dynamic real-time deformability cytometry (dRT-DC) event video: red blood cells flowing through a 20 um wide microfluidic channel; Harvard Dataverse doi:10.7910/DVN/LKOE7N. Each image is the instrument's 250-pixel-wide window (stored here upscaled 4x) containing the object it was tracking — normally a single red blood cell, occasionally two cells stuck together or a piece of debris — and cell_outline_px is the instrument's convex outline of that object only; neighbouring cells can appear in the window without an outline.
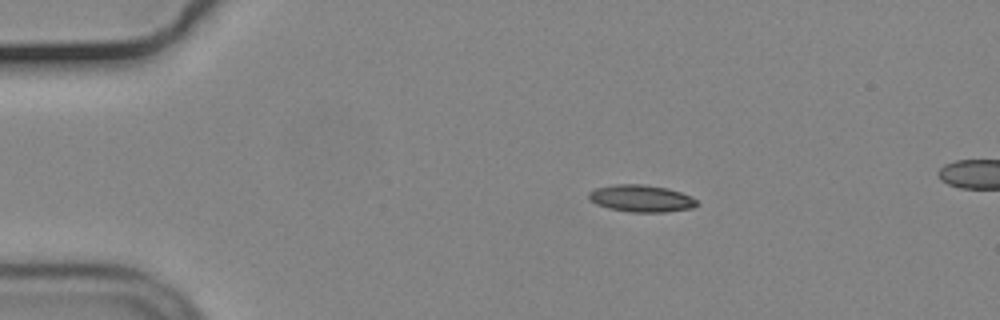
{"species": "common noctule bat (a hibernating species)", "species_latin": "Nyctalus noctula", "temperature_condition": "cold", "stored_images_in_passage": 47, "segment_of_instrument_passage": [1, 2], "camera_frame_rate_fps": 3000, "um_per_image_px": 0.085, "animal": {"sex": "male", "body_mass_g": 19.2, "forearm_length_mm": 51.8}, "frame": {"image": 1, "passage_image": 1, "time_ms": 0.0, "image_size_px": [1000, 320], "cell_outline_px": [[696, 204], [692, 208], [664, 212], [628, 212], [608, 208], [596, 204], [588, 200], [588, 192], [596, 188], [616, 184], [644, 184], [668, 188], [692, 196], [696, 200]], "centroid_in_image_um": [54.46, 16.86], "position_along_channel_um": 30.5, "area_um2": 17.11}}
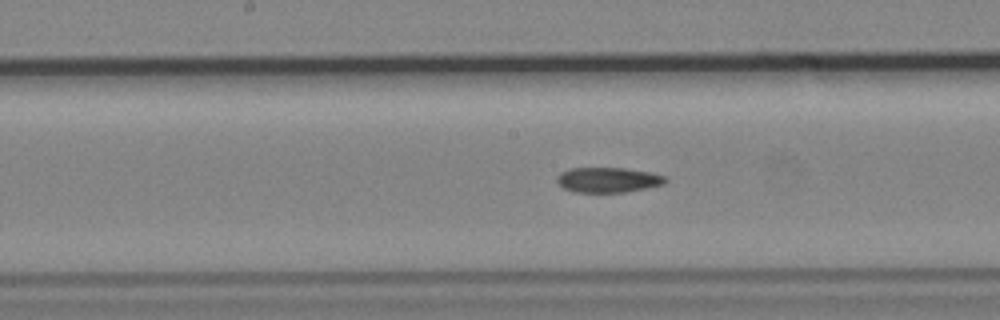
{"frame": {"image": 2, "passage_image": 19, "time_ms": 6.0, "image_size_px": [1000, 320], "cell_outline_px": [[668, 180], [664, 184], [624, 192], [576, 192], [564, 188], [556, 180], [556, 176], [560, 172], [568, 168], [624, 168], [648, 172], [664, 176]], "centroid_in_image_um": [51.64, 15.28], "position_along_channel_um": 196.6, "area_um2": 15.72}}
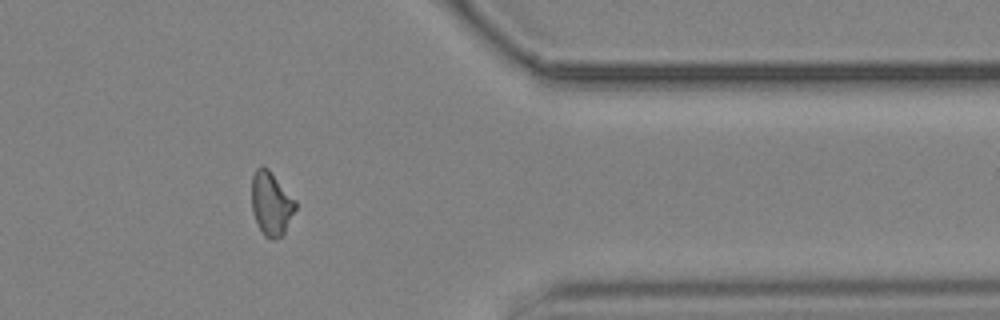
{"frame": {"image": 3, "passage_image": 36, "time_ms": 11.667, "image_size_px": [1000, 320], "cell_outline_px": [[296, 208], [284, 232], [280, 236], [272, 240], [264, 236], [252, 212], [252, 176], [256, 168], [260, 164], [268, 168], [296, 200]], "centroid_in_image_um": [23.04, 17.27], "position_along_channel_um": 388.4, "area_um2": 16.18}}